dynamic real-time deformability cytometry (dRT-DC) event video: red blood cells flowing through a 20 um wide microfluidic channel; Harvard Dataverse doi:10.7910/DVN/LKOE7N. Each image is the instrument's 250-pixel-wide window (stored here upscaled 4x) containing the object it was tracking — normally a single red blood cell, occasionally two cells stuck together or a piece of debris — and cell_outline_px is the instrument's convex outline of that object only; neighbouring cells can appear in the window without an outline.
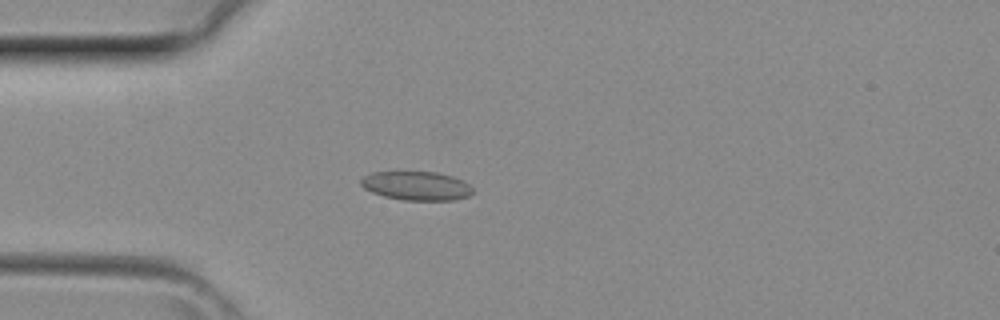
{"species": "common noctule bat (a hibernating species)", "species_latin": "Nyctalus noctula", "temperature_condition": "room temperature", "stored_images_in_passage": 3, "camera_frame_rate_fps": 3000, "um_per_image_px": 0.085, "animal": {"sex": "female", "body_mass_g": 29.2, "forearm_length_mm": 56.3}, "frame": {"image": 1, "passage_image": 3, "time_ms": 0.667, "image_size_px": [1000, 320], "cell_outline_px": [[476, 192], [468, 196], [456, 200], [404, 200], [384, 196], [372, 192], [364, 188], [360, 184], [360, 180], [364, 176], [372, 172], [436, 172], [452, 176], [468, 184]], "centroid_in_image_um": [35.41, 15.8], "position_along_channel_um": 49.6, "area_um2": 18.79}}